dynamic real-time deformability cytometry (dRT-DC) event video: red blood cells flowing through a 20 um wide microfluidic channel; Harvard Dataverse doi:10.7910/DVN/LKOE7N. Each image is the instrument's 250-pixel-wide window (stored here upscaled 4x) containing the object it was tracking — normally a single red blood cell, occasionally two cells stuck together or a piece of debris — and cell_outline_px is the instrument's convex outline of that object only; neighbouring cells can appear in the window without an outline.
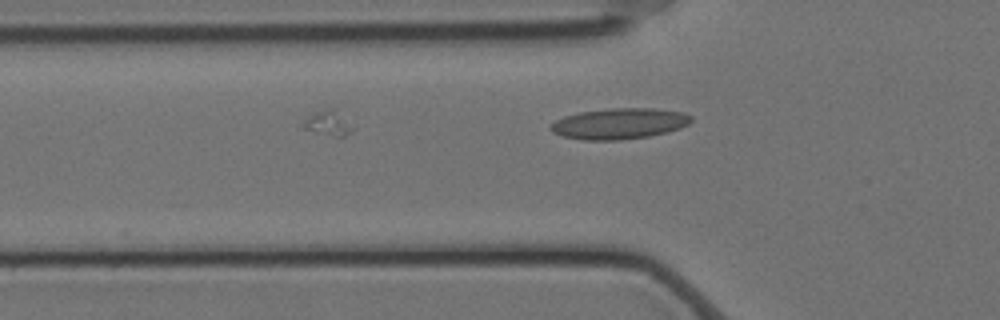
{"species": "Egyptian fruit bat (a non-hibernating species)", "species_latin": "Rousettus aegyptiacus", "temperature_condition": "cold", "stored_images_in_passage": 7, "segment_of_instrument_passage": [3, 3], "camera_frame_rate_fps": 3000, "um_per_image_px": 0.085, "animal": {"sex": "female"}, "frame": {"image": 1, "passage_image": 7, "time_ms": 2.0, "image_size_px": [1000, 320], "cell_outline_px": [[692, 120], [688, 124], [680, 128], [648, 136], [620, 140], [584, 140], [564, 136], [552, 132], [548, 128], [556, 120], [564, 116], [580, 112], [608, 108], [652, 108], [684, 112], [692, 116]], "centroid_in_image_um": [52.64, 10.5], "position_along_channel_um": 73.2, "area_um2": 25.2}}